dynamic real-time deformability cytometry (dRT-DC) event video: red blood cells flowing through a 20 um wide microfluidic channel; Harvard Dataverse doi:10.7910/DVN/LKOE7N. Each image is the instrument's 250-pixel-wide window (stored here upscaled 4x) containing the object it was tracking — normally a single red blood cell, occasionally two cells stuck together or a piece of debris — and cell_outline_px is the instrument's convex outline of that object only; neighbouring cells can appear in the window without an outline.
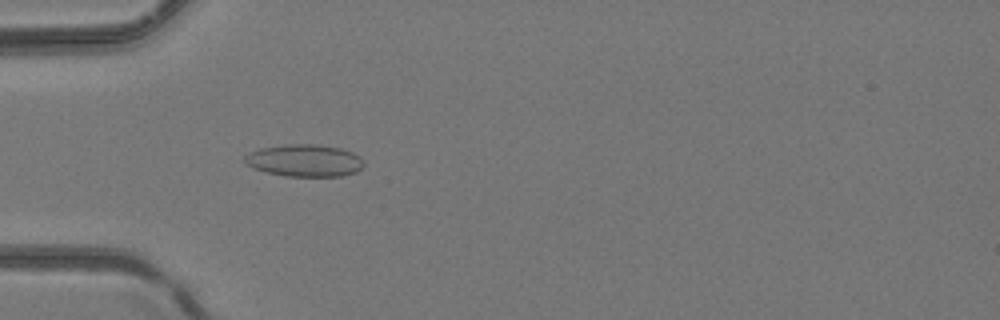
{"species": "common noctule bat (a hibernating species)", "species_latin": "Nyctalus noctula", "temperature_condition": "room temperature", "stored_images_in_passage": 48, "camera_frame_rate_fps": 3000, "um_per_image_px": 0.085, "animal": {"sex": "female", "body_mass_g": 24.6, "forearm_length_mm": 56.2}, "frame": {"image": 1, "passage_image": 15, "time_ms": 4.667, "image_size_px": [1000, 320], "cell_outline_px": [[364, 164], [356, 172], [340, 176], [288, 176], [268, 172], [252, 168], [244, 160], [244, 156], [260, 148], [288, 144], [316, 144], [340, 148], [352, 152], [360, 156]], "centroid_in_image_um": [25.9, 13.64], "position_along_channel_um": 59.1, "area_um2": 22.14}}
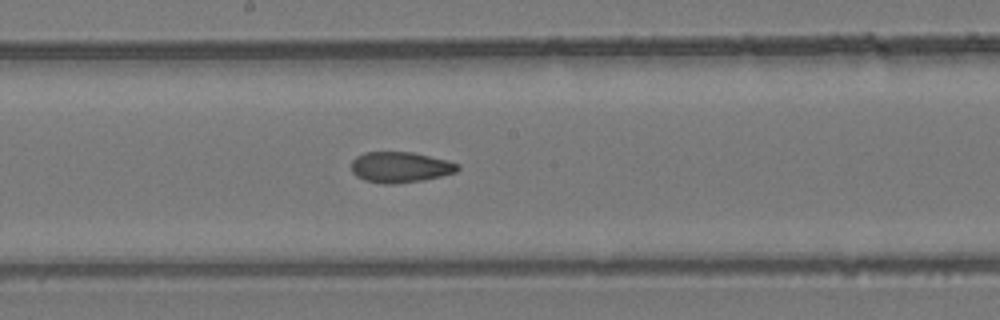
{"frame": {"image": 2, "passage_image": 26, "time_ms": 8.333, "image_size_px": [1000, 320], "cell_outline_px": [[460, 168], [456, 172], [424, 180], [392, 184], [384, 184], [364, 180], [356, 176], [352, 172], [352, 160], [356, 156], [364, 152], [412, 152], [460, 164]], "centroid_in_image_um": [33.99, 14.21], "position_along_channel_um": 214.2, "area_um2": 18.96}}
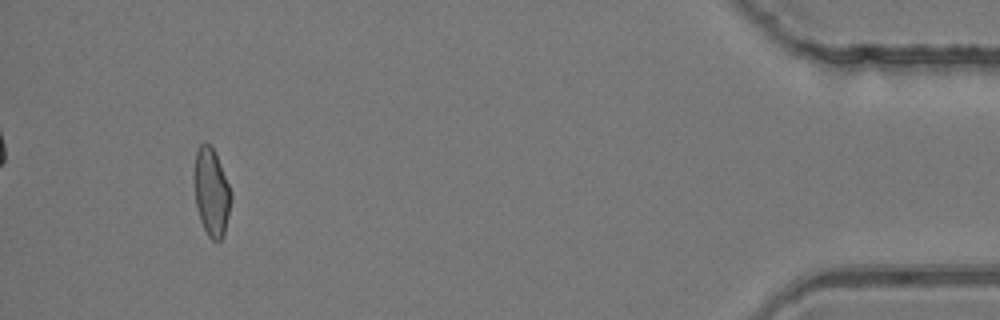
{"frame": {"image": 3, "passage_image": 45, "time_ms": 14.667, "image_size_px": [1000, 320], "cell_outline_px": [[232, 200], [224, 236], [220, 240], [212, 240], [208, 236], [200, 220], [196, 204], [196, 152], [200, 144], [204, 140], [216, 152], [232, 192]], "centroid_in_image_um": [18.02, 16.35], "position_along_channel_um": 417.2, "area_um2": 18.61}}